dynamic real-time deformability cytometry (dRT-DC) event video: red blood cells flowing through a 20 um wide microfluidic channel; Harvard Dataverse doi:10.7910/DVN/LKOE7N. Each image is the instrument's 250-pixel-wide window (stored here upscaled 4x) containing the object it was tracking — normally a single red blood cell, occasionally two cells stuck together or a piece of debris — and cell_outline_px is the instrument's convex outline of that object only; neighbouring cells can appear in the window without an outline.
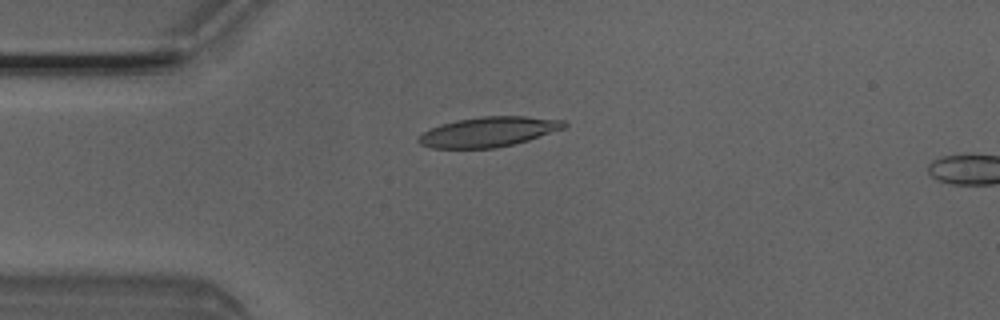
{"species": "Egyptian fruit bat (a non-hibernating species)", "species_latin": "Rousettus aegyptiacus", "temperature_condition": "room temperature", "stored_images_in_passage": 2, "camera_frame_rate_fps": 3000, "um_per_image_px": 0.085, "animal": {"sex": "male"}, "frame": {"image": 1, "passage_image": 1, "time_ms": 0.0, "image_size_px": [1000, 320], "cell_outline_px": [[568, 124], [564, 128], [528, 140], [496, 148], [432, 148], [420, 144], [416, 140], [424, 132], [440, 124], [456, 120], [480, 116], [528, 116], [564, 120]], "centroid_in_image_um": [41.53, 11.2], "position_along_channel_um": 43.5, "area_um2": 25.32}}